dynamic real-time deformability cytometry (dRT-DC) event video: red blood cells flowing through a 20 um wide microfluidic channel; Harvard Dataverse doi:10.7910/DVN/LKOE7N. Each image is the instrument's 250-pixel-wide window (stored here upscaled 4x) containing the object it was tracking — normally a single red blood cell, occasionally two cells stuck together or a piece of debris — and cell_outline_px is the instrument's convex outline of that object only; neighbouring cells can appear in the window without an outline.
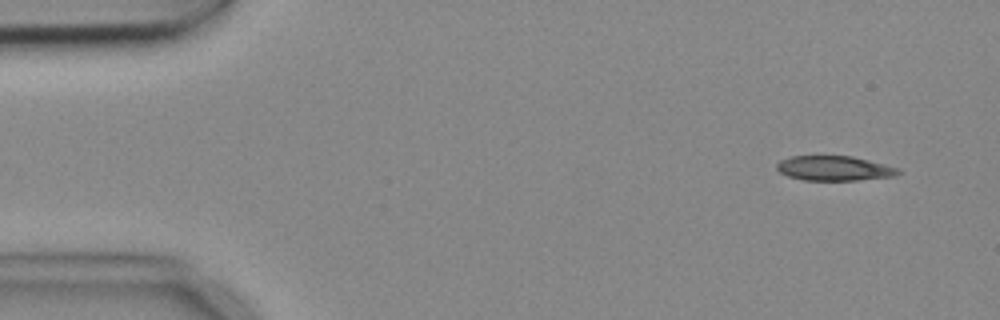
{"species": "common noctule bat (a hibernating species)", "species_latin": "Nyctalus noctula", "temperature_condition": "cold", "stored_images_in_passage": 4, "camera_frame_rate_fps": 3000, "um_per_image_px": 0.085, "animal": {"sex": "female", "body_mass_g": 18.4}, "frame": {"image": 1, "passage_image": 1, "time_ms": 0.0, "image_size_px": [1000, 320], "cell_outline_px": [[904, 172], [896, 176], [860, 180], [804, 180], [788, 176], [780, 172], [776, 168], [776, 164], [780, 160], [792, 156], [852, 156], [900, 168]], "centroid_in_image_um": [70.96, 14.31], "position_along_channel_um": 14.0, "area_um2": 17.63}}
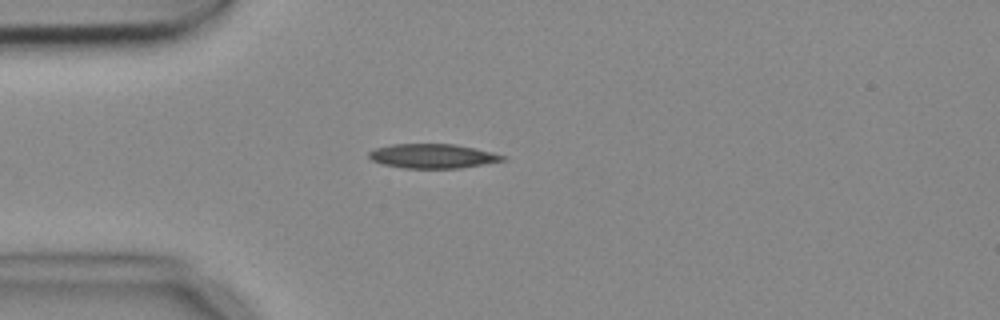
{"frame": {"image": 2, "passage_image": 4, "time_ms": 1.0, "image_size_px": [1000, 320], "cell_outline_px": [[508, 160], [460, 168], [404, 168], [380, 164], [372, 160], [368, 156], [368, 152], [376, 148], [392, 144], [456, 144], [476, 148], [492, 152], [504, 156]], "centroid_in_image_um": [36.78, 13.26], "position_along_channel_um": 48.2, "area_um2": 19.07}}